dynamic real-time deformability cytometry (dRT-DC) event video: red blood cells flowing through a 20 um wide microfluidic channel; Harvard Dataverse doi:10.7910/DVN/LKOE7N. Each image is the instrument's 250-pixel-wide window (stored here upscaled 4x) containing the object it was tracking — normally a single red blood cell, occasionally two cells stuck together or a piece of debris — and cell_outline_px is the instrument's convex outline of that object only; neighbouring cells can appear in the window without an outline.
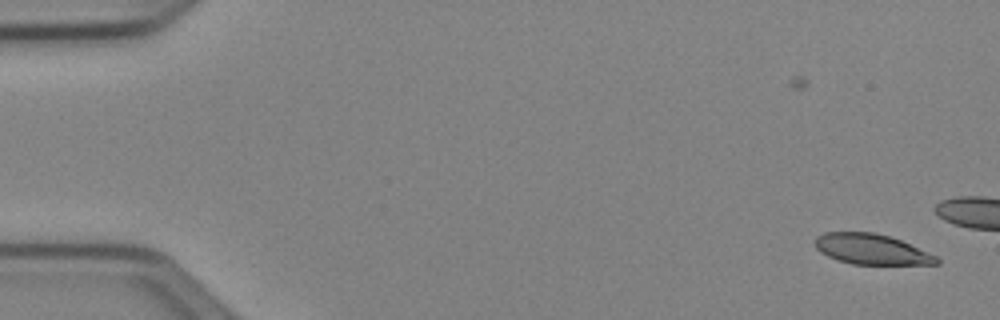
{"species": "Egyptian fruit bat (a non-hibernating species)", "species_latin": "Rousettus aegyptiacus", "temperature_condition": "cold", "stored_images_in_passage": 13, "camera_frame_rate_fps": 3000, "um_per_image_px": 0.085, "animal": {"sex": "female"}, "frame": {"image": 1, "passage_image": 1, "time_ms": 0.0, "image_size_px": [1000, 320], "cell_outline_px": [[940, 264], [852, 264], [828, 256], [820, 252], [816, 248], [816, 236], [824, 232], [876, 232], [900, 240], [936, 256], [940, 260]], "centroid_in_image_um": [74.06, 21.18], "position_along_channel_um": 10.9, "area_um2": 21.27}}